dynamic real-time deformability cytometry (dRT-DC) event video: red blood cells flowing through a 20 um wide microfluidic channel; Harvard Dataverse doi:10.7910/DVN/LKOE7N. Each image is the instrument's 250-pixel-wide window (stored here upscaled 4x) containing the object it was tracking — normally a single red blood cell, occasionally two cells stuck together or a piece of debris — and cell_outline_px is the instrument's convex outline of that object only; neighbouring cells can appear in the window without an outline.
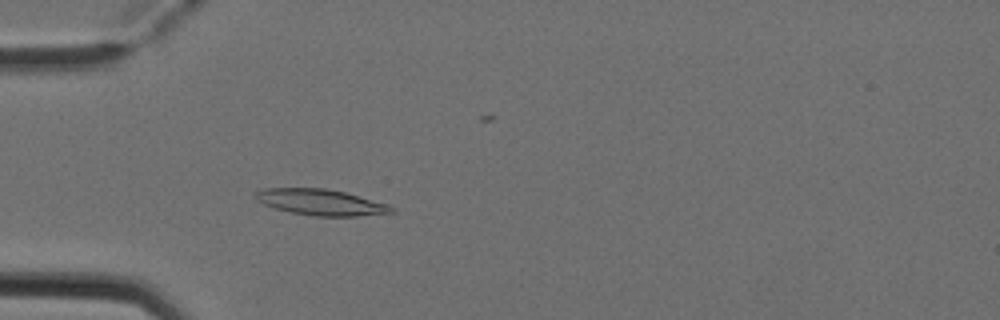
{"species": "Egyptian fruit bat (a non-hibernating species)", "species_latin": "Rousettus aegyptiacus", "temperature_condition": "cold", "stored_images_in_passage": 5, "camera_frame_rate_fps": 3000, "um_per_image_px": 0.085, "animal": {"sex": "female"}, "frame": {"image": 1, "passage_image": 5, "time_ms": 1.333, "image_size_px": [1000, 320], "cell_outline_px": [[396, 212], [356, 216], [316, 216], [292, 212], [272, 208], [256, 200], [252, 196], [256, 192], [264, 188], [324, 188], [344, 192], [388, 204], [396, 208]], "centroid_in_image_um": [27.25, 17.19], "position_along_channel_um": 57.7, "area_um2": 20.63}}